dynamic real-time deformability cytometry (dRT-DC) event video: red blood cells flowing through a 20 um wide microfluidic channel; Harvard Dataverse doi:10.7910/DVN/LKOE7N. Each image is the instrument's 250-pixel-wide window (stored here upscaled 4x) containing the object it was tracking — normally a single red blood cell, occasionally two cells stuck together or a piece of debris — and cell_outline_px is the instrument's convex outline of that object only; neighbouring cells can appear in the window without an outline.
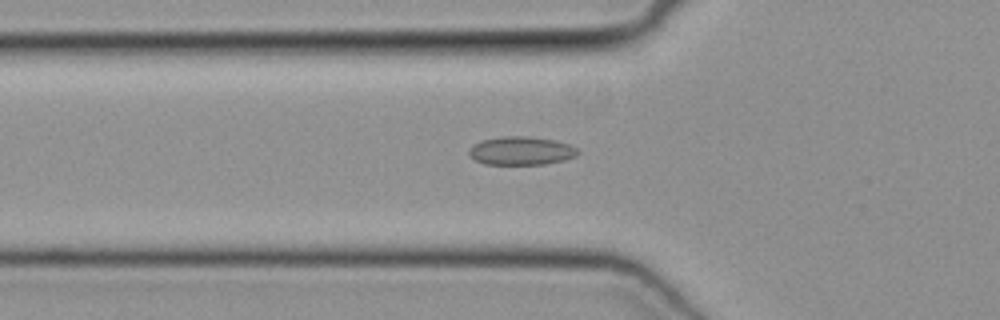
{"species": "common noctule bat (a hibernating species)", "species_latin": "Nyctalus noctula", "temperature_condition": "cold", "stored_images_in_passage": 49, "segment_of_instrument_passage": [1, 2], "camera_frame_rate_fps": 3000, "um_per_image_px": 0.085, "animal": {"sex": "female", "body_mass_g": 19.3, "forearm_length_mm": 54.1}, "frame": {"image": 1, "passage_image": 16, "time_ms": 5.0, "image_size_px": [1000, 320], "cell_outline_px": [[580, 152], [576, 156], [564, 160], [544, 164], [484, 164], [476, 160], [468, 152], [472, 144], [484, 140], [500, 136], [528, 136], [552, 140], [568, 144], [576, 148]], "centroid_in_image_um": [44.3, 12.81], "position_along_channel_um": 81.5, "area_um2": 17.86}}
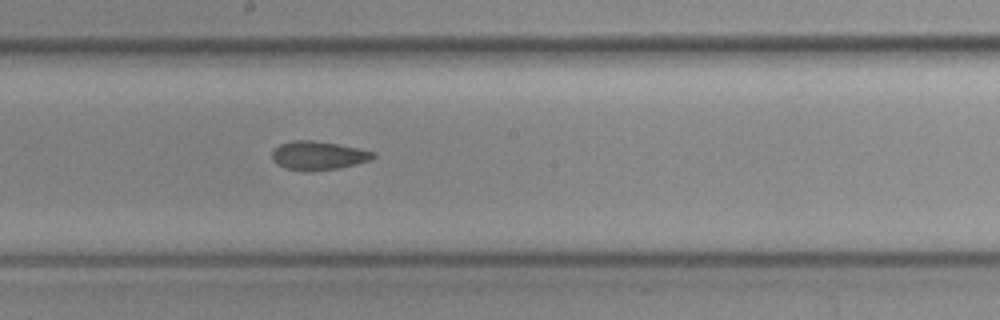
{"frame": {"image": 2, "passage_image": 26, "time_ms": 8.333, "image_size_px": [1000, 320], "cell_outline_px": [[376, 156], [372, 160], [356, 164], [336, 168], [284, 168], [276, 164], [272, 160], [272, 152], [280, 144], [292, 140], [312, 140], [336, 144], [376, 152]], "centroid_in_image_um": [27.07, 13.18], "position_along_channel_um": 221.1, "area_um2": 16.18}}
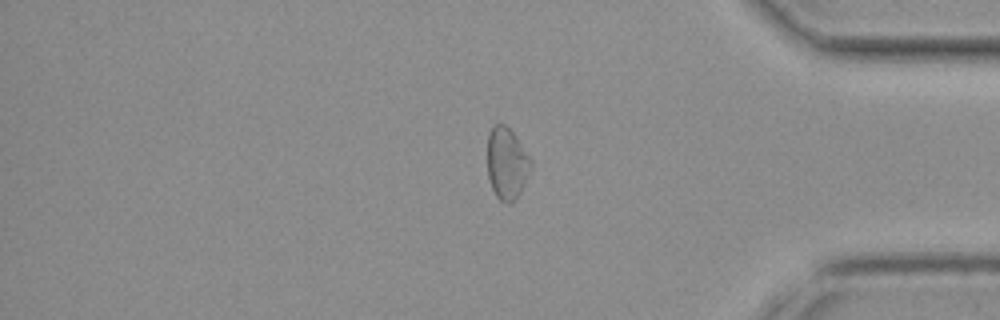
{"frame": {"image": 3, "passage_image": 40, "time_ms": 13.0, "image_size_px": [1000, 320], "cell_outline_px": [[532, 168], [520, 192], [508, 204], [504, 204], [496, 196], [492, 188], [488, 176], [488, 132], [492, 124], [504, 124], [516, 136], [532, 160]], "centroid_in_image_um": [43.08, 13.87], "position_along_channel_um": 392.1, "area_um2": 18.21}}